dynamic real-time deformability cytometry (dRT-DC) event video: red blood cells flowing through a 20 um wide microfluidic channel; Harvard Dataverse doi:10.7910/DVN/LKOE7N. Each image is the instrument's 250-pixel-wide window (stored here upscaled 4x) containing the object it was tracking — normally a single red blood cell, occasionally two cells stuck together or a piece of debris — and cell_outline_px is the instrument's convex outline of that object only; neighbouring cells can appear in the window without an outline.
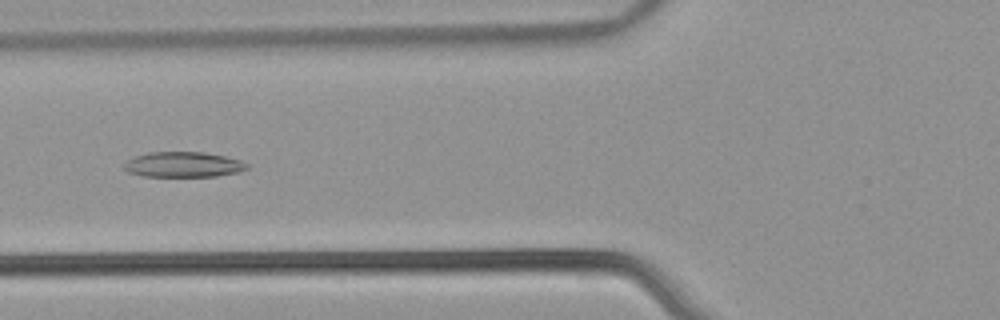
{"species": "common noctule bat (a hibernating species)", "species_latin": "Nyctalus noctula", "temperature_condition": "warm", "stored_images_in_passage": 36, "camera_frame_rate_fps": 3000, "um_per_image_px": 0.085, "animal": {"sex": "male", "body_mass_g": 21.5, "forearm_length_mm": 52.0}, "frame": {"image": 1, "passage_image": 9, "time_ms": 2.667, "image_size_px": [1000, 320], "cell_outline_px": [[248, 168], [240, 172], [216, 176], [144, 176], [128, 172], [124, 168], [124, 164], [128, 160], [136, 156], [148, 152], [204, 152], [224, 156], [240, 160], [248, 164]], "centroid_in_image_um": [15.6, 13.98], "position_along_channel_um": 110.2, "area_um2": 18.03}}
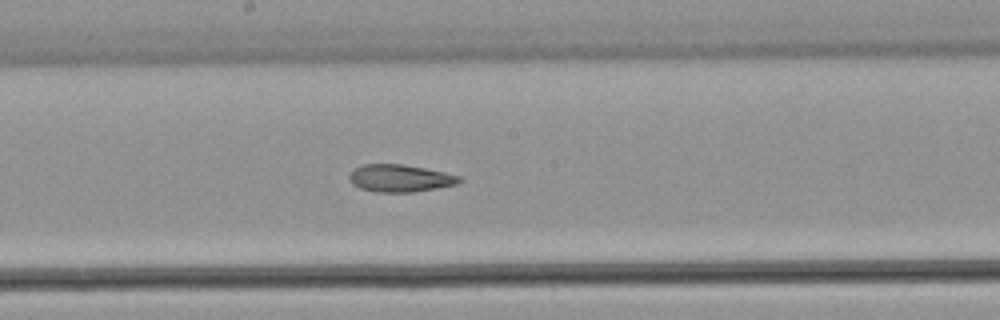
{"frame": {"image": 2, "passage_image": 17, "time_ms": 5.333, "image_size_px": [1000, 320], "cell_outline_px": [[464, 180], [456, 184], [436, 188], [412, 192], [376, 192], [360, 188], [352, 184], [348, 180], [348, 176], [356, 168], [364, 164], [404, 164], [444, 172], [460, 176]], "centroid_in_image_um": [34.0, 15.15], "position_along_channel_um": 214.2, "area_um2": 17.51}}
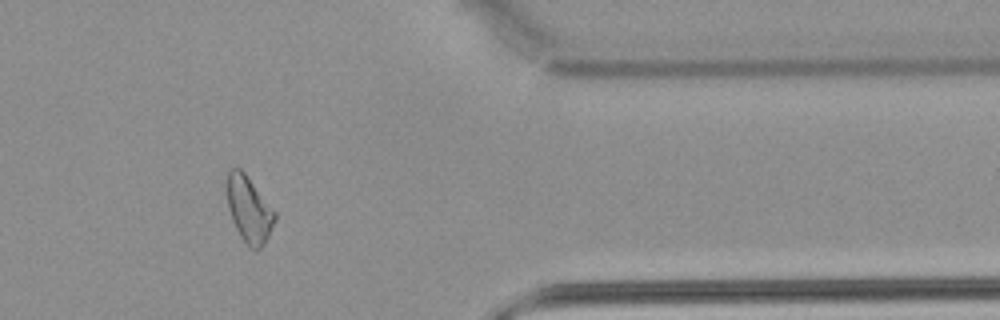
{"frame": {"image": 3, "passage_image": 32, "time_ms": 10.333, "image_size_px": [1000, 320], "cell_outline_px": [[276, 220], [264, 244], [256, 252], [248, 248], [240, 236], [232, 220], [228, 208], [228, 172], [232, 168], [240, 168], [244, 172], [276, 212]], "centroid_in_image_um": [21.19, 17.86], "position_along_channel_um": 390.2, "area_um2": 18.32}, "authors_computed_cell_mechanics": {"area_um2": 18.1492, "velocity_mm_per_s": 3.9007, "shape_relaxation_time_tau1_ms": null, "shape_relaxation_time_tau2_ms": 6.988, "deformation_change_tau1": null, "deformation_change_tau2": 0.1566}}